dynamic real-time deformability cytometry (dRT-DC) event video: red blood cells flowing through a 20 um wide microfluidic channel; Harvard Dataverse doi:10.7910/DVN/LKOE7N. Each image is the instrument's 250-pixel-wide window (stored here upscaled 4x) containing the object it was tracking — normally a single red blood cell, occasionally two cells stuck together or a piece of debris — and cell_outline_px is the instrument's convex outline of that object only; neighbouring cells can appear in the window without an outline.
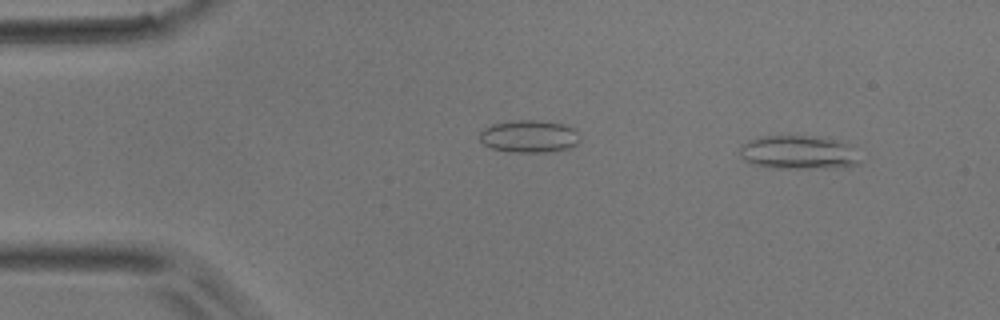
{"species": "common noctule bat (a hibernating species)", "species_latin": "Nyctalus noctula", "temperature_condition": "room temperature", "stored_images_in_passage": 10, "camera_frame_rate_fps": 3000, "um_per_image_px": 0.085, "animal": {"sex": "male", "body_mass_g": 17.9}, "frame": {"image": 1, "passage_image": 4, "time_ms": 1.0, "image_size_px": [1000, 320], "cell_outline_px": [[860, 164], [848, 168], [768, 168], [752, 164], [744, 160], [740, 156], [740, 148], [748, 140], [760, 136], [816, 136], [840, 140], [848, 144], [860, 160]], "centroid_in_image_um": [67.88, 12.97], "position_along_channel_um": 17.1, "area_um2": 23.99}}